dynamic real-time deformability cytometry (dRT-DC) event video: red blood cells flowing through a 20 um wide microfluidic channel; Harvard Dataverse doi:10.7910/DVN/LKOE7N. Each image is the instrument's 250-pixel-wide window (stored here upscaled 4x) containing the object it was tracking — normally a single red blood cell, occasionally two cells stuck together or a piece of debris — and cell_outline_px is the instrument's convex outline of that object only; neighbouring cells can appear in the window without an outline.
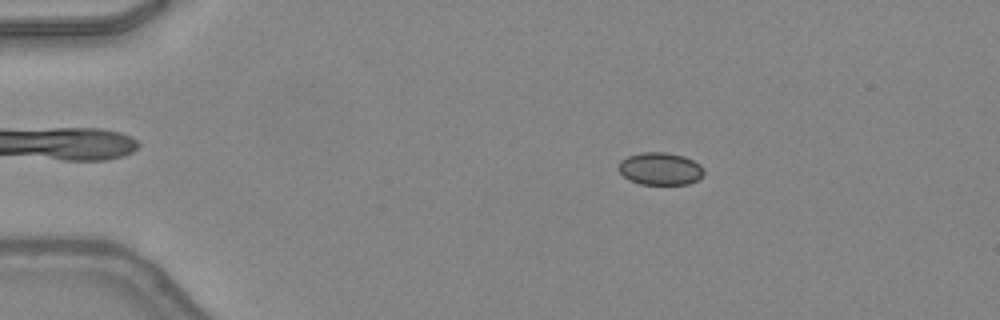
{"species": "common noctule bat (a hibernating species)", "species_latin": "Nyctalus noctula", "temperature_condition": "warm", "stored_images_in_passage": 48, "camera_frame_rate_fps": 3000, "um_per_image_px": 0.085, "animal": {"sex": "female", "body_mass_g": 24.6, "forearm_length_mm": 56.2}, "frame": {"image": 1, "passage_image": 9, "time_ms": 2.667, "image_size_px": [1000, 320], "cell_outline_px": [[704, 172], [696, 180], [688, 184], [640, 184], [628, 180], [616, 168], [620, 160], [628, 156], [640, 152], [664, 152], [684, 156], [700, 164], [704, 168]], "centroid_in_image_um": [56.08, 14.33], "position_along_channel_um": 28.9, "area_um2": 16.24}}
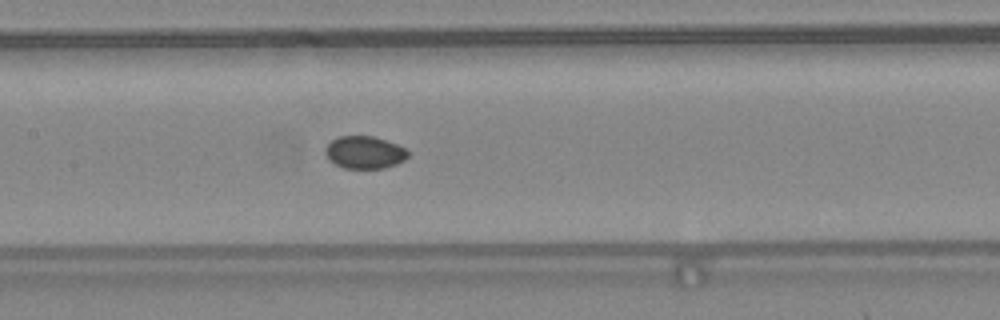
{"frame": {"image": 2, "passage_image": 24, "time_ms": 7.667, "image_size_px": [1000, 320], "cell_outline_px": [[408, 156], [404, 160], [396, 164], [384, 168], [344, 168], [328, 160], [324, 152], [324, 148], [332, 140], [340, 136], [372, 136], [396, 144], [404, 148], [408, 152]], "centroid_in_image_um": [30.95, 12.96], "position_along_channel_um": 176.4, "area_um2": 15.55}}
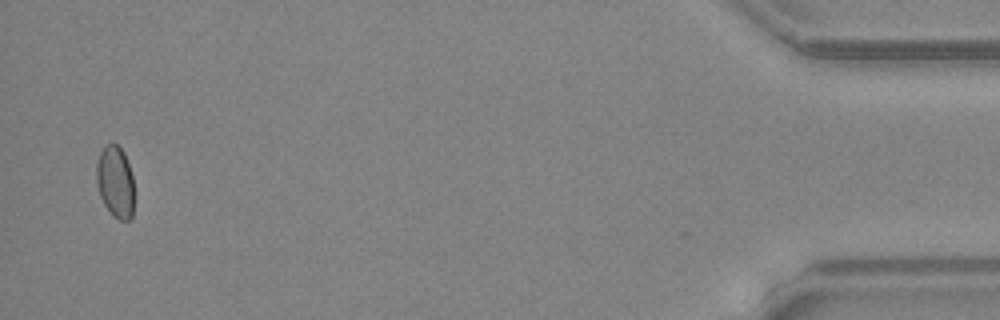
{"frame": {"image": 3, "passage_image": 47, "time_ms": 15.333, "image_size_px": [1000, 320], "cell_outline_px": [[132, 216], [128, 220], [120, 220], [112, 216], [104, 204], [100, 196], [96, 180], [96, 164], [100, 152], [104, 144], [116, 144], [124, 152], [132, 176]], "centroid_in_image_um": [9.77, 15.44], "position_along_channel_um": 425.4, "area_um2": 15.61}, "authors_computed_cell_mechanics": {"area_um2": 16.184, "velocity_mm_per_s": 4.3586, "shape_relaxation_time_tau1_ms": null, "shape_relaxation_time_tau2_ms": 2.2564, "deformation_change_tau1": null, "deformation_change_tau2": 0.0347}}